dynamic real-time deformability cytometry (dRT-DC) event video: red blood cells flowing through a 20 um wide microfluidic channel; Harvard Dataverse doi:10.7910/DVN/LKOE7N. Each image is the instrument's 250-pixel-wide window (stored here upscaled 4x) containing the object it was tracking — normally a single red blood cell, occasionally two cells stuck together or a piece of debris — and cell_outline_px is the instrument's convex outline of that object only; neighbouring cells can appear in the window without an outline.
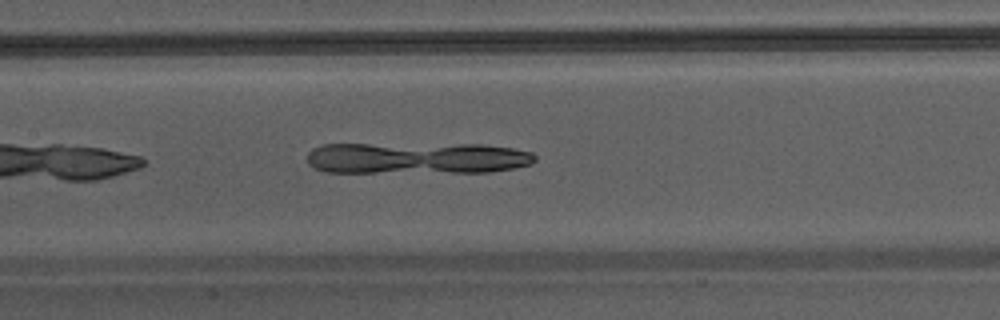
{"species": "Egyptian fruit bat (a non-hibernating species)", "species_latin": "Rousettus aegyptiacus", "temperature_condition": "warm", "stored_images_in_passage": 25, "camera_frame_rate_fps": 3000, "um_per_image_px": 0.085, "animal": {"sex": "male"}, "frame": {"image": 1, "passage_image": 8, "time_ms": 2.333, "image_size_px": [1000, 320], "cell_outline_px": [[536, 160], [532, 164], [516, 168], [488, 172], [324, 172], [308, 164], [308, 152], [312, 148], [324, 144], [484, 144], [512, 148], [532, 152], [536, 156]], "centroid_in_image_um": [35.46, 13.43], "position_along_channel_um": 171.9, "area_um2": 42.37}}
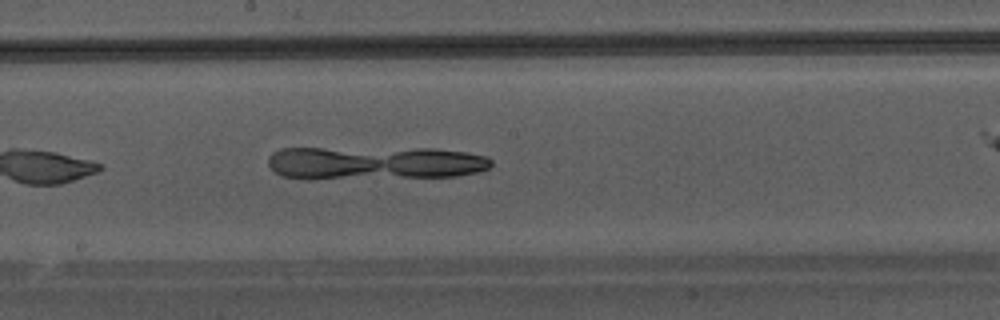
{"frame": {"image": 2, "passage_image": 11, "time_ms": 3.333, "image_size_px": [1000, 320], "cell_outline_px": [[492, 164], [488, 168], [476, 172], [456, 176], [308, 180], [284, 176], [276, 172], [268, 164], [268, 156], [272, 152], [280, 148], [436, 148], [464, 152], [488, 156], [492, 160]], "centroid_in_image_um": [31.8, 13.85], "position_along_channel_um": 216.4, "area_um2": 44.1}}